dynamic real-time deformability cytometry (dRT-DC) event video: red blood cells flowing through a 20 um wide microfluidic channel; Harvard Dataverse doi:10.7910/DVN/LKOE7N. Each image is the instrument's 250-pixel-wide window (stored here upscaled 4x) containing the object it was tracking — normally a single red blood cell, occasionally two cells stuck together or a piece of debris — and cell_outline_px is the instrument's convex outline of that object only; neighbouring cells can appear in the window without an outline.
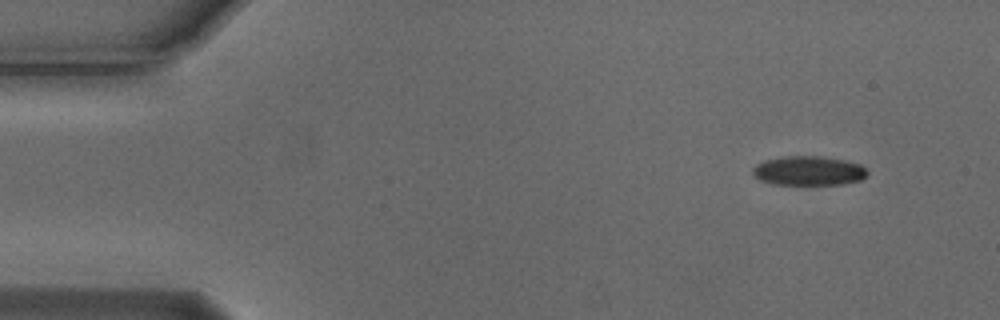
{"species": "Egyptian fruit bat (a non-hibernating species)", "species_latin": "Rousettus aegyptiacus", "temperature_condition": "cold", "stored_images_in_passage": 6, "camera_frame_rate_fps": 3000, "um_per_image_px": 0.085, "animal": {"sex": "male"}, "frame": {"image": 1, "passage_image": 2, "time_ms": 0.333, "image_size_px": [1000, 320], "cell_outline_px": [[868, 172], [860, 180], [844, 184], [772, 184], [760, 180], [752, 172], [752, 168], [756, 164], [764, 160], [784, 156], [820, 156], [844, 160], [860, 164]], "centroid_in_image_um": [68.7, 14.51], "position_along_channel_um": 16.3, "area_um2": 19.48}}
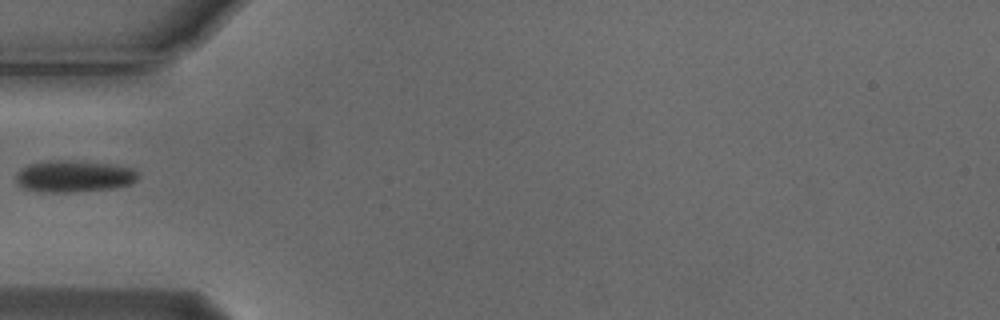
{"frame": {"image": 2, "passage_image": 5, "time_ms": 1.333, "image_size_px": [1000, 320], "cell_outline_px": [[140, 176], [132, 184], [112, 188], [72, 192], [40, 192], [24, 188], [16, 184], [16, 172], [28, 164], [52, 160], [72, 160], [108, 164], [132, 168]], "centroid_in_image_um": [6.25, 14.99], "position_along_channel_um": 78.7, "area_um2": 22.66}}
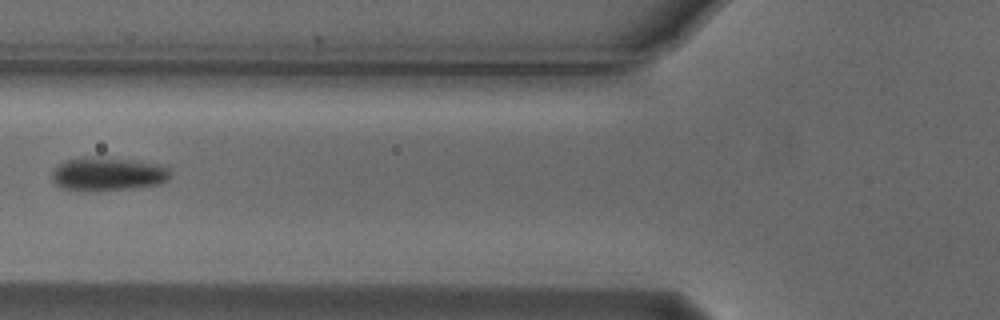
{"frame": {"image": 3, "passage_image": 6, "time_ms": 1.667, "image_size_px": [1000, 320], "cell_outline_px": [[168, 180], [160, 184], [128, 188], [60, 188], [52, 180], [52, 172], [60, 164], [68, 160], [92, 156], [100, 156], [160, 164], [168, 168]], "centroid_in_image_um": [9.19, 14.74], "position_along_channel_um": 116.6, "area_um2": 22.08}}